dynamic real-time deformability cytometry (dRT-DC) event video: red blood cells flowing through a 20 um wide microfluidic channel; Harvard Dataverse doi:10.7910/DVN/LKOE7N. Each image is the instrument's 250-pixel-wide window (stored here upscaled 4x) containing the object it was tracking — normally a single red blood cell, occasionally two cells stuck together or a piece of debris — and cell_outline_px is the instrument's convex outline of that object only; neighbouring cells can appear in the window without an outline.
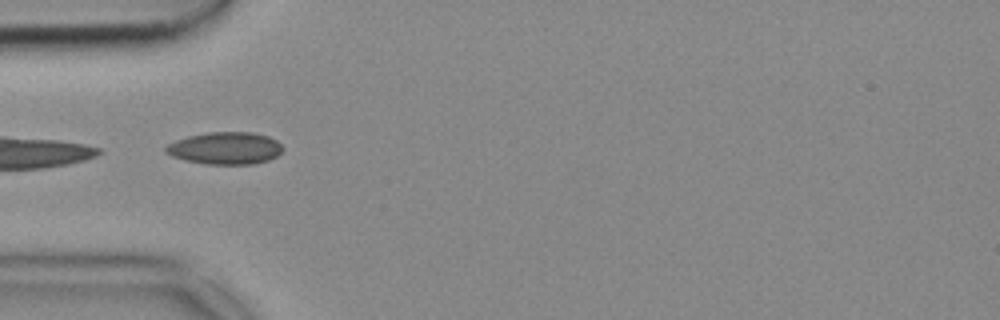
{"species": "common noctule bat (a hibernating species)", "species_latin": "Nyctalus noctula", "temperature_condition": "cold", "stored_images_in_passage": 9, "camera_frame_rate_fps": 3000, "um_per_image_px": 0.085, "animal": {"sex": "female", "body_mass_g": 18.4}, "frame": {"image": 1, "passage_image": 1, "time_ms": 0.0, "image_size_px": [1000, 320], "cell_outline_px": [[284, 148], [276, 156], [268, 160], [252, 164], [204, 164], [184, 160], [172, 156], [164, 152], [164, 148], [168, 144], [176, 140], [188, 136], [208, 132], [252, 132], [268, 136], [276, 140]], "centroid_in_image_um": [19.12, 12.59], "position_along_channel_um": 65.9, "area_um2": 22.02}}